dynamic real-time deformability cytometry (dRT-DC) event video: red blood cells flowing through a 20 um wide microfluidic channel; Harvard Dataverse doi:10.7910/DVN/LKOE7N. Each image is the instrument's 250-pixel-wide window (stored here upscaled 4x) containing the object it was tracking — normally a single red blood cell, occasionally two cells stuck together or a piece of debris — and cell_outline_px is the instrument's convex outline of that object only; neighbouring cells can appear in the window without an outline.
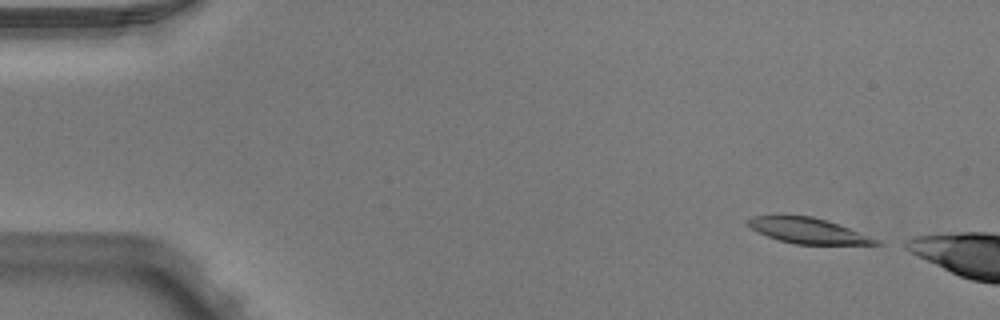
{"species": "Egyptian fruit bat (a non-hibernating species)", "species_latin": "Rousettus aegyptiacus", "temperature_condition": "warm", "stored_images_in_passage": 14, "camera_frame_rate_fps": 3000, "um_per_image_px": 0.085, "animal": {"sex": "male"}, "frame": {"image": 1, "passage_image": 3, "time_ms": 0.667, "image_size_px": [1000, 320], "cell_outline_px": [[880, 244], [796, 244], [780, 240], [768, 236], [752, 228], [744, 220], [752, 216], [812, 216], [840, 224], [876, 240]], "centroid_in_image_um": [68.62, 19.59], "position_along_channel_um": 16.4, "area_um2": 18.38}}
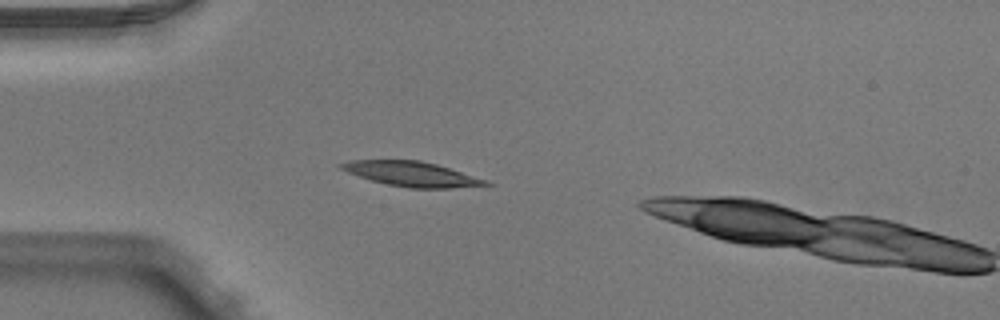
{"frame": {"image": 2, "passage_image": 13, "time_ms": 4.0, "image_size_px": [1000, 320], "cell_outline_px": [[492, 184], [452, 188], [408, 188], [388, 184], [372, 180], [348, 172], [340, 168], [336, 164], [352, 160], [420, 160], [436, 164], [488, 180]], "centroid_in_image_um": [34.99, 14.78], "position_along_channel_um": 50.0, "area_um2": 20.63}}